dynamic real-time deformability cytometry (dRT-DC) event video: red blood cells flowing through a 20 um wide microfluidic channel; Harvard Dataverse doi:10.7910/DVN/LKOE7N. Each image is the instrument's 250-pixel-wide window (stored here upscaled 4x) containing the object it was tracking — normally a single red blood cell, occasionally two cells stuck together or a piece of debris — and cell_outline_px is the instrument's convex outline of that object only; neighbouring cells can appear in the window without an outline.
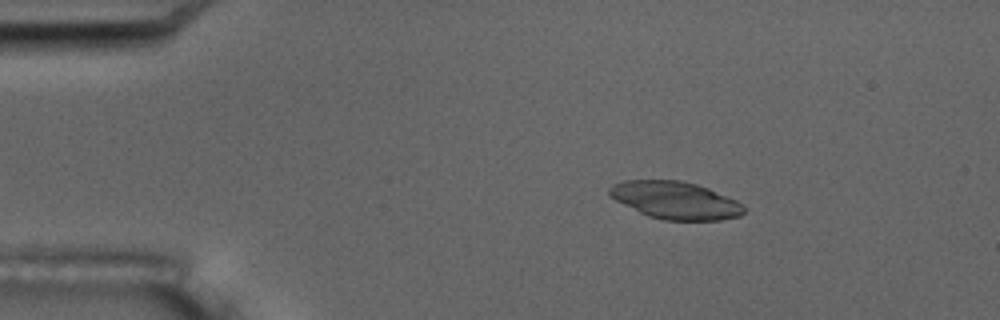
{"species": "common noctule bat (a hibernating species)", "species_latin": "Nyctalus noctula", "temperature_condition": "room temperature", "stored_images_in_passage": 5, "camera_frame_rate_fps": 3000, "um_per_image_px": 0.085, "animal": {"sex": "male", "body_mass_g": 17.5, "forearm_length_mm": 52.3}, "frame": {"image": 1, "passage_image": 3, "time_ms": 2.333, "image_size_px": [1000, 320], "cell_outline_px": [[744, 212], [740, 216], [720, 220], [664, 220], [648, 216], [616, 200], [608, 192], [608, 188], [612, 184], [624, 180], [680, 180], [696, 184], [708, 188], [736, 200], [744, 204]], "centroid_in_image_um": [57.42, 17.02], "position_along_channel_um": 27.6, "area_um2": 29.25}}